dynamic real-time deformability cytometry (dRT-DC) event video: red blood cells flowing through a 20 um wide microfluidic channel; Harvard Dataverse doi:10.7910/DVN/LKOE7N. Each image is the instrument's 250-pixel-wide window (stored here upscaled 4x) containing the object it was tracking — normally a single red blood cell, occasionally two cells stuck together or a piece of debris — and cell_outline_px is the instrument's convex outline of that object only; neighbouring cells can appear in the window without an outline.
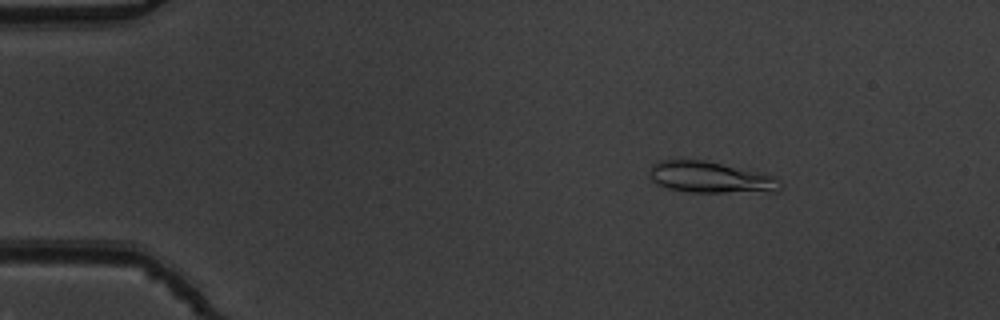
{"species": "common noctule bat (a hibernating species)", "species_latin": "Nyctalus noctula", "temperature_condition": "warm", "stored_images_in_passage": 53, "camera_frame_rate_fps": 3000, "um_per_image_px": 0.085, "animal": {"sex": "male", "body_mass_g": 19.5, "forearm_length_mm": 54.6}, "frame": {"image": 1, "passage_image": 8, "time_ms": 2.333, "image_size_px": [1000, 320], "cell_outline_px": [[784, 188], [776, 192], [692, 192], [668, 188], [652, 180], [652, 164], [660, 160], [704, 160], [760, 172], [776, 176], [784, 184]], "centroid_in_image_um": [60.53, 15.08], "position_along_channel_um": 24.5, "area_um2": 23.81}}
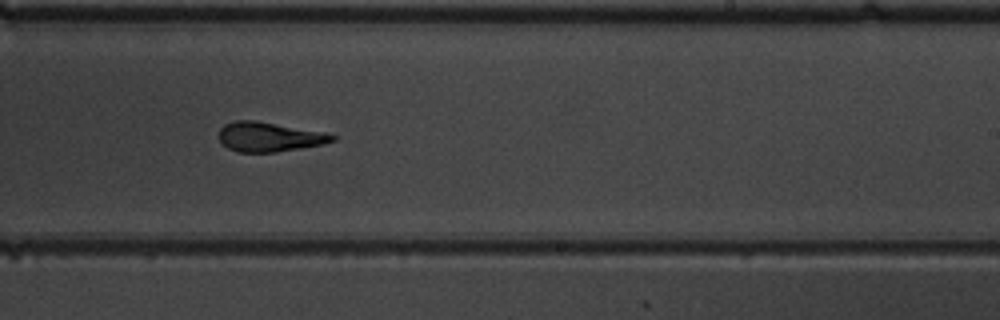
{"frame": {"image": 2, "passage_image": 33, "time_ms": 10.667, "image_size_px": [1000, 320], "cell_outline_px": [[336, 140], [324, 144], [276, 152], [240, 152], [228, 148], [220, 144], [220, 128], [224, 124], [236, 120], [256, 120], [328, 132], [336, 136]], "centroid_in_image_um": [22.91, 11.62], "position_along_channel_um": 266.1, "area_um2": 19.77}}
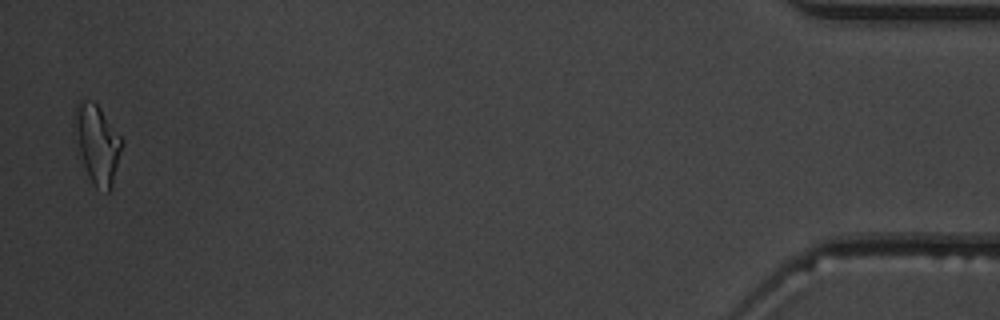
{"frame": {"image": 3, "passage_image": 52, "time_ms": 17.0, "image_size_px": [1000, 320], "cell_outline_px": [[124, 144], [112, 184], [108, 192], [96, 188], [88, 176], [72, 132], [72, 124], [76, 104], [80, 100], [92, 100], [100, 108], [124, 140]], "centroid_in_image_um": [8.24, 12.2], "position_along_channel_um": 427.0, "area_um2": 22.02}, "authors_computed_cell_mechanics": {"area_um2": 20.2878, "velocity_mm_per_s": 3.8573, "shape_relaxation_time_tau1_ms": 5.3828, "shape_relaxation_time_tau2_ms": 1.3162, "deformation_change_tau1": 0.178, "deformation_change_tau2": 0.092}}